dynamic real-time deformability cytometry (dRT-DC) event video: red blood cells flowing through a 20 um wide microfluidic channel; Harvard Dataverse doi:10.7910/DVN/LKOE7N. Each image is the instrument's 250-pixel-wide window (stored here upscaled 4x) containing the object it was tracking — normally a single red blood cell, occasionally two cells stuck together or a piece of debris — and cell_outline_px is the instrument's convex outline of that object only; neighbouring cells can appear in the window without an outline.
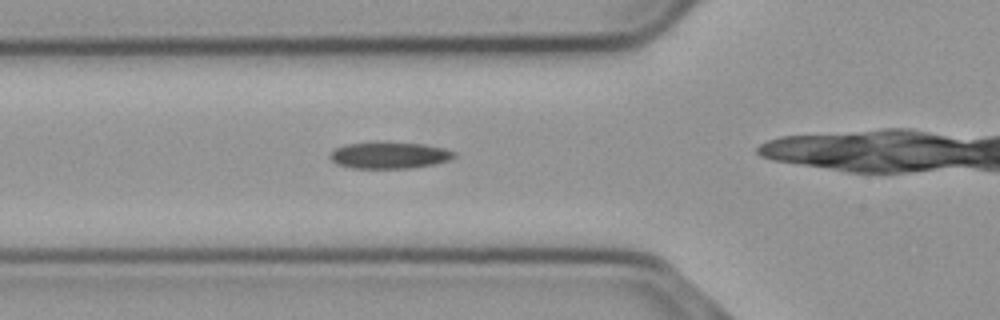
{"species": "common noctule bat (a hibernating species)", "species_latin": "Nyctalus noctula", "temperature_condition": "cold", "stored_images_in_passage": 36, "camera_frame_rate_fps": 3000, "um_per_image_px": 0.085, "animal": {"sex": "male", "body_mass_g": 23.1, "forearm_length_mm": 52.7}, "frame": {"image": 1, "passage_image": 11, "time_ms": 3.333, "image_size_px": [1000, 320], "cell_outline_px": [[456, 156], [448, 160], [436, 164], [408, 168], [352, 168], [336, 164], [328, 156], [336, 148], [348, 144], [424, 144], [444, 148], [456, 152]], "centroid_in_image_um": [33.13, 13.23], "position_along_channel_um": 92.7, "area_um2": 18.55}}
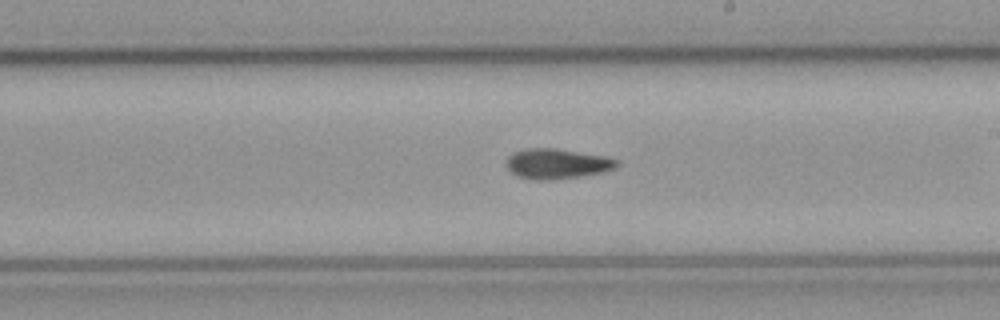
{"frame": {"image": 2, "passage_image": 23, "time_ms": 7.333, "image_size_px": [1000, 320], "cell_outline_px": [[620, 164], [612, 168], [600, 172], [580, 176], [548, 180], [536, 180], [516, 176], [504, 164], [508, 156], [512, 152], [524, 148], [556, 148], [612, 156], [620, 160]], "centroid_in_image_um": [47.34, 13.89], "position_along_channel_um": 241.7, "area_um2": 19.77}}
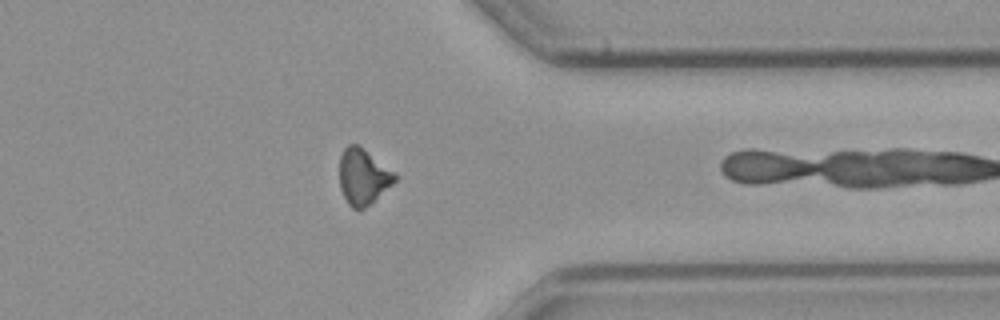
{"frame": {"image": 3, "passage_image": 35, "time_ms": 11.333, "image_size_px": [1000, 320], "cell_outline_px": [[396, 180], [392, 184], [364, 208], [352, 208], [348, 204], [340, 188], [340, 156], [344, 148], [348, 144], [360, 144], [396, 172]], "centroid_in_image_um": [30.87, 14.96], "position_along_channel_um": 380.5, "area_um2": 18.03}}